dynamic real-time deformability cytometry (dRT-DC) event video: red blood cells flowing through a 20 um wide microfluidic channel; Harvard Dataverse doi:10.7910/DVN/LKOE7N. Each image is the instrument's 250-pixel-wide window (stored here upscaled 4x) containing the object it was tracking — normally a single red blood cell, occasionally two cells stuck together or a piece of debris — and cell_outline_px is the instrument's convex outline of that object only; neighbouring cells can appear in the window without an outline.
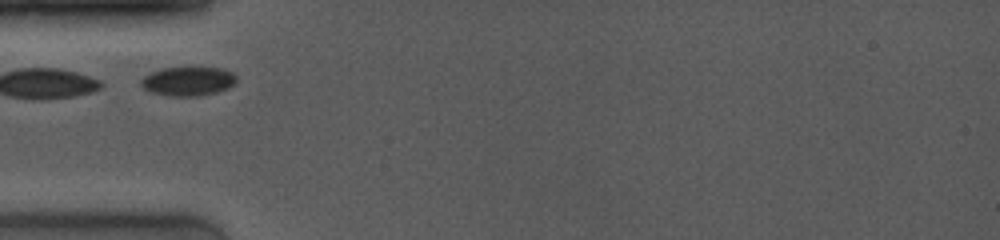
{"species": "common noctule bat (a hibernating species)", "species_latin": "Nyctalus noctula", "temperature_condition": "room temperature", "stored_images_in_passage": 27, "camera_frame_rate_fps": 4000, "um_per_image_px": 0.085, "animal": {"sex": "female", "body_mass_g": 19.0, "forearm_length_mm": 53.3}, "frame": {"image": 1, "passage_image": 1, "time_ms": 0.0, "image_size_px": [1000, 240], "cell_outline_px": [[236, 84], [228, 88], [216, 92], [200, 96], [172, 96], [148, 92], [140, 84], [140, 80], [144, 76], [160, 68], [220, 68], [232, 72], [236, 76]], "centroid_in_image_um": [15.98, 6.91], "position_along_channel_um": 69.0, "area_um2": 16.18}}